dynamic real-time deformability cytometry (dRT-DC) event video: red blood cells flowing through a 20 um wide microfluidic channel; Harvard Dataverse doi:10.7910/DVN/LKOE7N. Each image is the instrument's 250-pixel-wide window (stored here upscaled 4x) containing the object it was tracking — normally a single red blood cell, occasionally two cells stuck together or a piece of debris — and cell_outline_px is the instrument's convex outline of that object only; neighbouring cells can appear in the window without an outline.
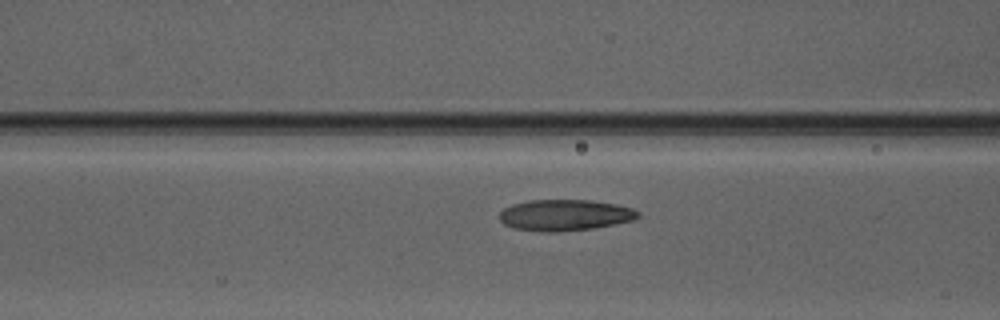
{"species": "Egyptian fruit bat (a non-hibernating species)", "species_latin": "Rousettus aegyptiacus", "temperature_condition": "warm", "stored_images_in_passage": 35, "camera_frame_rate_fps": 3000, "um_per_image_px": 0.085, "animal": {"sex": "male"}, "frame": {"image": 1, "passage_image": 6, "time_ms": 1.667, "image_size_px": [1000, 320], "cell_outline_px": [[640, 216], [632, 220], [596, 228], [556, 232], [540, 232], [512, 228], [504, 224], [500, 220], [500, 212], [504, 208], [512, 204], [528, 200], [588, 200], [616, 204], [632, 208], [640, 212]], "centroid_in_image_um": [48.0, 18.29], "position_along_channel_um": 118.6, "area_um2": 25.32}}
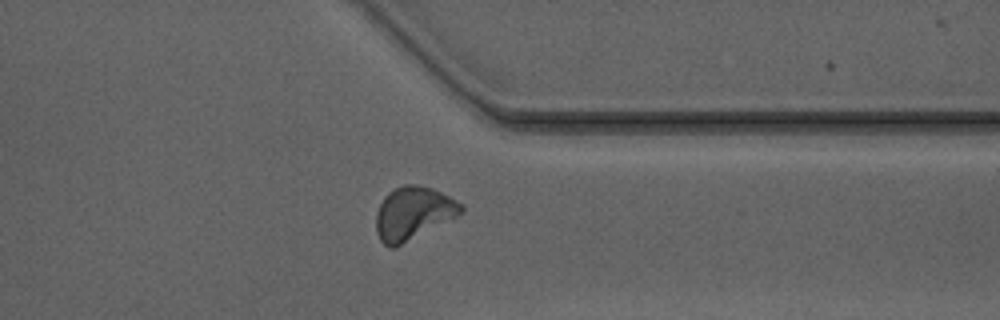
{"frame": {"image": 2, "passage_image": 25, "time_ms": 8.0, "image_size_px": [1000, 320], "cell_outline_px": [[464, 212], [392, 248], [388, 248], [380, 240], [376, 232], [376, 212], [384, 196], [388, 192], [404, 184], [416, 184], [432, 188], [464, 204]], "centroid_in_image_um": [35.09, 18.1], "position_along_channel_um": 376.3, "area_um2": 25.84}}
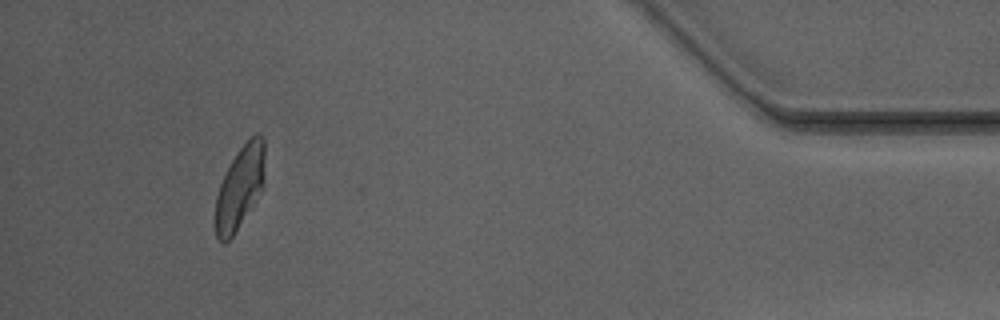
{"frame": {"image": 3, "passage_image": 32, "time_ms": 10.333, "image_size_px": [1000, 320], "cell_outline_px": [[264, 184], [252, 208], [232, 236], [224, 244], [216, 240], [216, 196], [220, 184], [232, 160], [240, 148], [256, 132], [260, 132], [264, 136]], "centroid_in_image_um": [20.41, 15.93], "position_along_channel_um": 414.8, "area_um2": 23.76}}